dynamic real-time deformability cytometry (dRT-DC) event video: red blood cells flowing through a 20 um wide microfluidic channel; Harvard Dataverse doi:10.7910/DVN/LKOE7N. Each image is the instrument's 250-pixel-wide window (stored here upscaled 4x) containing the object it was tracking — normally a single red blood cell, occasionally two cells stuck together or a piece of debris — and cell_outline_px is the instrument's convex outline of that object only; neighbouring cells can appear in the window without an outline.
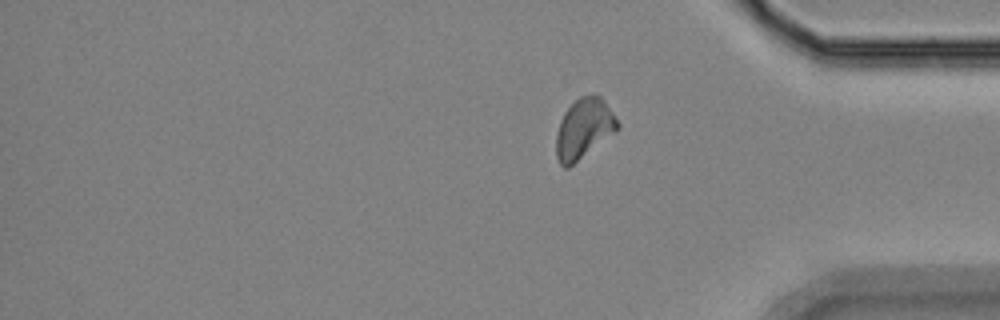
{"species": "Egyptian fruit bat (a non-hibernating species)", "species_latin": "Rousettus aegyptiacus", "temperature_condition": "room temperature", "stored_images_in_passage": 18, "segment_of_instrument_passage": [2, 2], "camera_frame_rate_fps": 3000, "um_per_image_px": 0.085, "animal": {"sex": "female"}, "frame": {"image": 1, "passage_image": 18, "time_ms": 19.667, "image_size_px": [1000, 320], "cell_outline_px": [[620, 124], [616, 132], [568, 168], [564, 168], [560, 164], [556, 156], [556, 132], [560, 120], [564, 112], [580, 96], [600, 96], [604, 100]], "centroid_in_image_um": [49.62, 10.96], "position_along_channel_um": 385.6, "area_um2": 21.33}}